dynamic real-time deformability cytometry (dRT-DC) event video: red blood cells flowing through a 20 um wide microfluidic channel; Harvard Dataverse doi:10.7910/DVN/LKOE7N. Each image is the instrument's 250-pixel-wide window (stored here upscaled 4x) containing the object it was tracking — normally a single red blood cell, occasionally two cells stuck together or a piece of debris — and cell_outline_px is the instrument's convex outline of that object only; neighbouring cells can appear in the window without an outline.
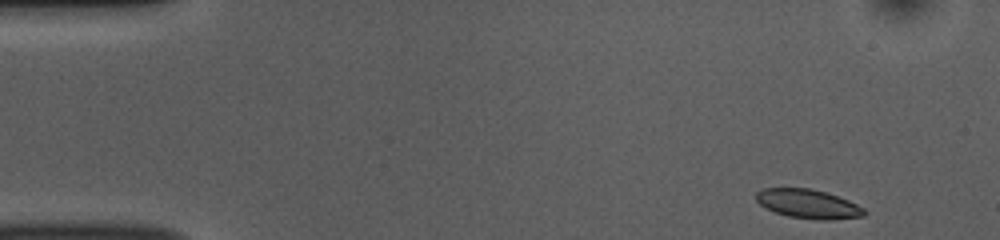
{"species": "common noctule bat (a hibernating species)", "species_latin": "Nyctalus noctula", "temperature_condition": "room temperature", "stored_images_in_passage": 8, "camera_frame_rate_fps": 3000, "um_per_image_px": 0.085, "animal": {"sex": "female", "body_mass_g": 10.0, "forearm_length_mm": 53.1}, "frame": {"image": 1, "passage_image": 1, "time_ms": 0.0, "image_size_px": [1000, 240], "cell_outline_px": [[868, 212], [864, 216], [828, 220], [820, 220], [788, 216], [764, 208], [756, 200], [756, 192], [764, 188], [808, 188], [824, 192], [848, 200], [864, 208]], "centroid_in_image_um": [68.69, 17.33], "position_along_channel_um": 16.3, "area_um2": 18.21}}